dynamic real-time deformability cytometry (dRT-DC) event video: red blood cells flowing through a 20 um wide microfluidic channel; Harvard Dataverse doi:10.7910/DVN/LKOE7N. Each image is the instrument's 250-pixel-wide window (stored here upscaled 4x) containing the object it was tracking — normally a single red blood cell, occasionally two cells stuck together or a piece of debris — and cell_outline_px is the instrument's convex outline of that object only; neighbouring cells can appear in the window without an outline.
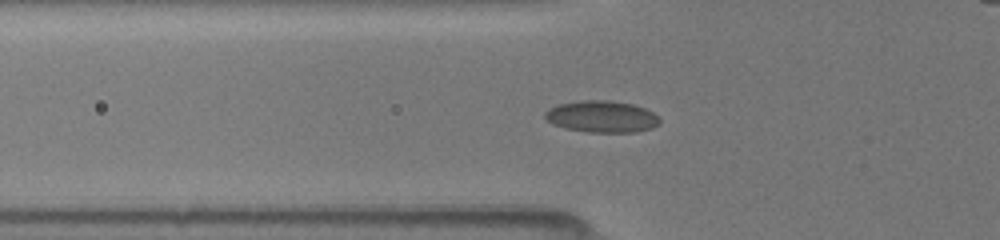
{"species": "common noctule bat (a hibernating species)", "species_latin": "Nyctalus noctula", "temperature_condition": "room temperature", "stored_images_in_passage": 55, "camera_frame_rate_fps": 3000, "um_per_image_px": 0.085, "animal": {"sex": "female", "body_mass_g": 19.5, "forearm_length_mm": 54.1}, "frame": {"image": 1, "passage_image": 18, "time_ms": 4.333, "image_size_px": [1000, 240], "cell_outline_px": [[660, 124], [652, 128], [636, 132], [588, 132], [564, 128], [552, 124], [544, 120], [544, 112], [548, 108], [556, 104], [580, 100], [608, 100], [632, 104], [644, 108], [652, 112], [660, 120]], "centroid_in_image_um": [51.09, 9.91], "position_along_channel_um": 74.7, "area_um2": 21.44}}
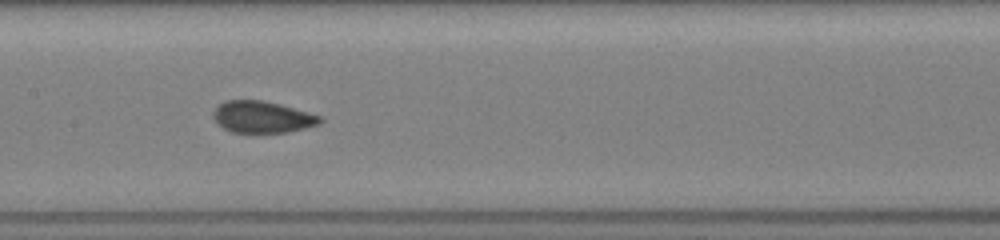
{"frame": {"image": 2, "passage_image": 29, "time_ms": 7.0, "image_size_px": [1000, 240], "cell_outline_px": [[324, 120], [320, 124], [288, 132], [232, 132], [216, 124], [212, 116], [212, 112], [224, 100], [264, 100], [280, 104], [308, 112], [320, 116]], "centroid_in_image_um": [22.27, 9.94], "position_along_channel_um": 185.1, "area_um2": 19.77}}
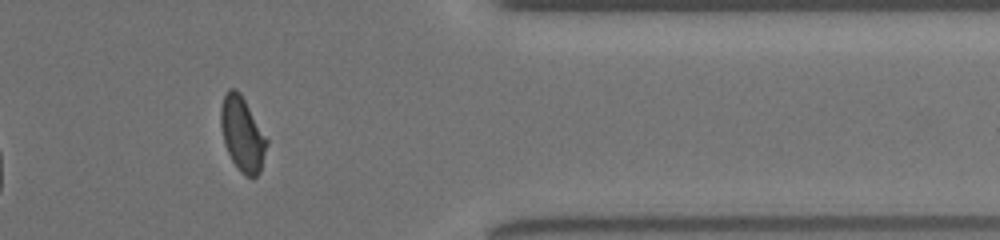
{"frame": {"image": 3, "passage_image": 51, "time_ms": 12.333, "image_size_px": [1000, 240], "cell_outline_px": [[268, 144], [260, 172], [252, 180], [244, 176], [240, 172], [232, 160], [224, 144], [220, 124], [220, 108], [224, 96], [228, 88], [236, 88], [240, 92], [268, 140]], "centroid_in_image_um": [20.59, 11.42], "position_along_channel_um": 390.8, "area_um2": 20.11}}